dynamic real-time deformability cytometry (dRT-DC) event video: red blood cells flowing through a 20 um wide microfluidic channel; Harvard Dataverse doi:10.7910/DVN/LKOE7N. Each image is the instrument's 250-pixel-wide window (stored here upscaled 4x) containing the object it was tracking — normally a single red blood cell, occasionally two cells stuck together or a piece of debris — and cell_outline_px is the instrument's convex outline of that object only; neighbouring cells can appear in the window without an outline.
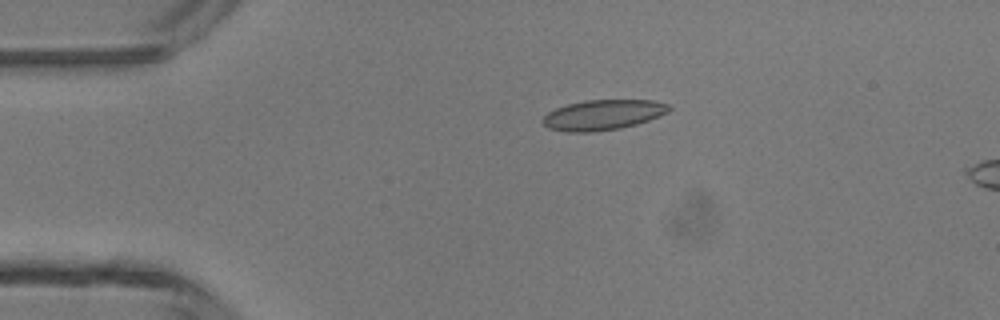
{"species": "common noctule bat (a hibernating species)", "species_latin": "Nyctalus noctula", "temperature_condition": "room temperature", "stored_images_in_passage": 3, "camera_frame_rate_fps": 3000, "um_per_image_px": 0.085, "animal": {"sex": "male", "body_mass_g": 13.3}, "frame": {"image": 1, "passage_image": 2, "time_ms": 1.0, "image_size_px": [1000, 320], "cell_outline_px": [[672, 108], [668, 112], [648, 120], [636, 124], [620, 128], [588, 132], [568, 132], [548, 128], [540, 120], [548, 112], [556, 108], [568, 104], [584, 100], [652, 100], [668, 104]], "centroid_in_image_um": [51.23, 9.76], "position_along_channel_um": 33.8, "area_um2": 22.14}}